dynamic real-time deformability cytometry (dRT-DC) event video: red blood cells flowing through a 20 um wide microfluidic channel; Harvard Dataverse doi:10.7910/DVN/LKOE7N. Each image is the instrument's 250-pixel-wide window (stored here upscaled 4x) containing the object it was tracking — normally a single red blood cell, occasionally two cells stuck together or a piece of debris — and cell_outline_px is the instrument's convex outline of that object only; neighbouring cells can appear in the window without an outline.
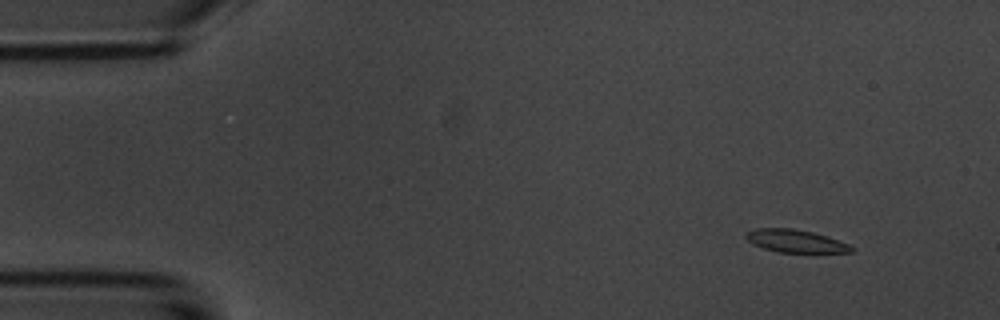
{"species": "common noctule bat (a hibernating species)", "species_latin": "Nyctalus noctula", "temperature_condition": "room temperature", "stored_images_in_passage": 2, "camera_frame_rate_fps": 3000, "um_per_image_px": 0.085, "animal": {"sex": "male", "body_mass_g": 20.1, "forearm_length_mm": 53.5}, "frame": {"image": 1, "passage_image": 2, "time_ms": 2.0, "image_size_px": [1000, 320], "cell_outline_px": [[856, 248], [852, 252], [776, 252], [752, 244], [744, 236], [748, 232], [756, 228], [792, 228], [812, 232], [848, 244]], "centroid_in_image_um": [67.59, 20.49], "position_along_channel_um": 17.4, "area_um2": 13.76}}